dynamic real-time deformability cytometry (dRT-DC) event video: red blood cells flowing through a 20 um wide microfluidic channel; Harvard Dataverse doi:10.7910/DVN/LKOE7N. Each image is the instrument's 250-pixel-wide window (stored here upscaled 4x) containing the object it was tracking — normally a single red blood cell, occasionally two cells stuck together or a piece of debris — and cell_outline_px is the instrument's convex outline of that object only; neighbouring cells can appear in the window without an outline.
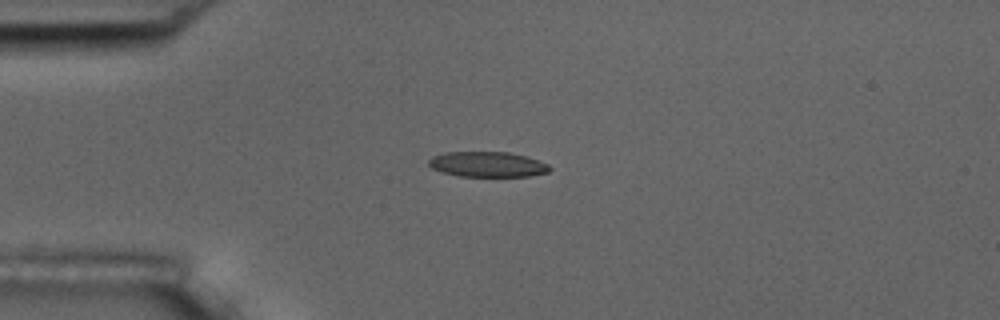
{"species": "common noctule bat (a hibernating species)", "species_latin": "Nyctalus noctula", "temperature_condition": "room temperature", "stored_images_in_passage": 10, "camera_frame_rate_fps": 3000, "um_per_image_px": 0.085, "animal": {"sex": "male", "body_mass_g": 17.5, "forearm_length_mm": 52.3}, "frame": {"image": 1, "passage_image": 4, "time_ms": 4.333, "image_size_px": [1000, 320], "cell_outline_px": [[552, 168], [548, 172], [532, 176], [460, 176], [444, 172], [432, 168], [428, 164], [428, 160], [432, 156], [444, 152], [508, 152], [524, 156], [548, 164]], "centroid_in_image_um": [41.43, 13.97], "position_along_channel_um": 43.6, "area_um2": 17.69}}
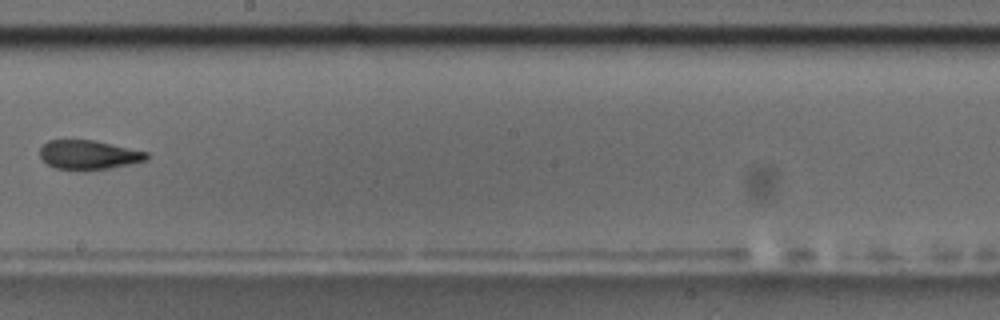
{"frame": {"image": 2, "passage_image": 9, "time_ms": 10.333, "image_size_px": [1000, 320], "cell_outline_px": [[148, 160], [108, 168], [84, 172], [76, 172], [56, 168], [48, 164], [40, 156], [40, 148], [48, 140], [96, 140], [148, 152]], "centroid_in_image_um": [7.53, 13.18], "position_along_channel_um": 240.7, "area_um2": 18.5}}
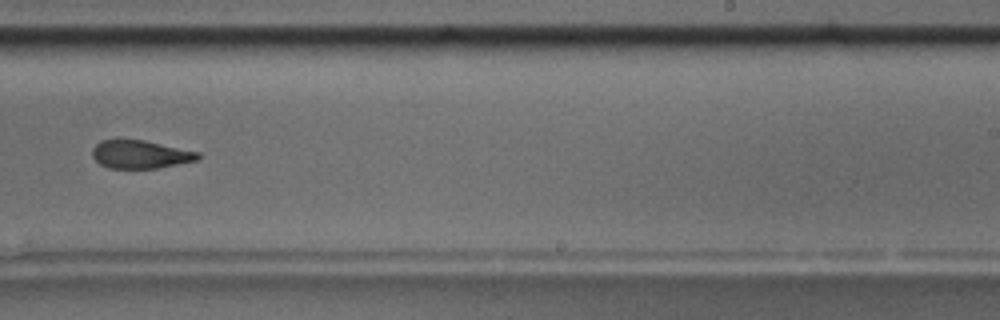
{"frame": {"image": 3, "passage_image": 10, "time_ms": 11.333, "image_size_px": [1000, 320], "cell_outline_px": [[200, 160], [156, 168], [108, 168], [100, 164], [92, 156], [92, 148], [100, 140], [116, 136], [120, 136], [144, 140], [200, 152]], "centroid_in_image_um": [11.88, 13.07], "position_along_channel_um": 277.1, "area_um2": 18.03}}